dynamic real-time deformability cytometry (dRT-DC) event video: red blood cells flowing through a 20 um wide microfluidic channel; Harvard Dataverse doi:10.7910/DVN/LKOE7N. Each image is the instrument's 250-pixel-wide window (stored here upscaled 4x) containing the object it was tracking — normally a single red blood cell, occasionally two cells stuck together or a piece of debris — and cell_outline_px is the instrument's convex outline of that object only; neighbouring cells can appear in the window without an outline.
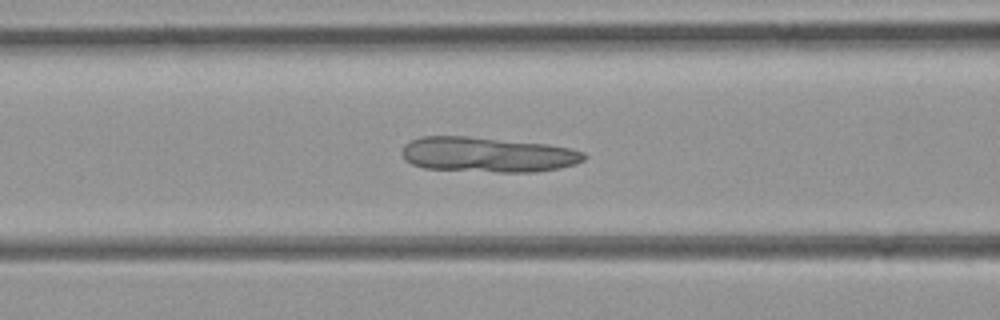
{"species": "common noctule bat (a hibernating species)", "species_latin": "Nyctalus noctula", "temperature_condition": "room temperature", "stored_images_in_passage": 31, "camera_frame_rate_fps": 3000, "um_per_image_px": 0.085, "animal": {"sex": "female", "body_mass_g": 21.9}, "frame": {"image": 1, "passage_image": 5, "time_ms": 1.333, "image_size_px": [1000, 320], "cell_outline_px": [[588, 156], [584, 160], [576, 164], [560, 168], [536, 172], [496, 172], [424, 168], [412, 164], [404, 160], [400, 152], [404, 144], [420, 136], [468, 136], [548, 144], [568, 148], [584, 152]], "centroid_in_image_um": [41.43, 13.14], "position_along_channel_um": 125.2, "area_um2": 37.57}}
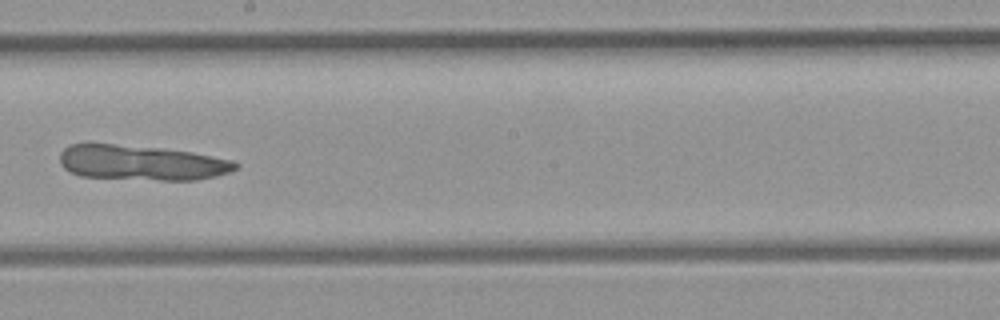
{"frame": {"image": 2, "passage_image": 13, "time_ms": 4.0, "image_size_px": [1000, 320], "cell_outline_px": [[240, 168], [216, 176], [196, 180], [160, 180], [80, 176], [64, 168], [60, 164], [60, 152], [64, 148], [72, 144], [88, 140], [192, 152], [232, 160], [240, 164]], "centroid_in_image_um": [11.97, 13.8], "position_along_channel_um": 236.2, "area_um2": 36.59}}
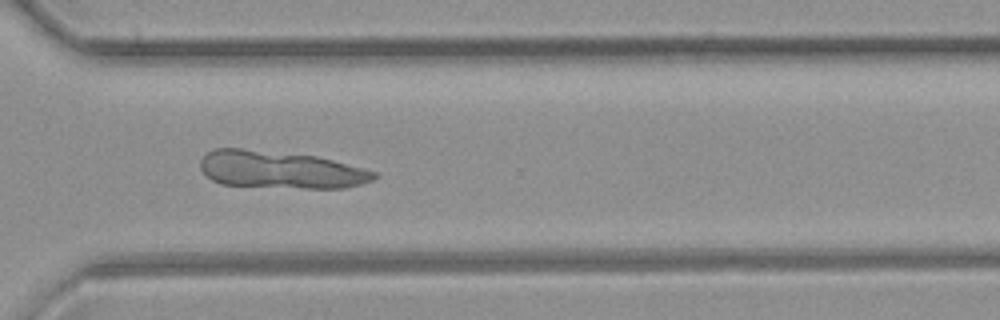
{"frame": {"image": 3, "passage_image": 21, "time_ms": 6.667, "image_size_px": [1000, 320], "cell_outline_px": [[376, 176], [372, 180], [360, 184], [344, 188], [304, 188], [220, 184], [212, 180], [200, 168], [200, 160], [212, 148], [244, 148], [316, 156], [332, 160], [376, 172]], "centroid_in_image_um": [23.79, 14.42], "position_along_channel_um": 346.8, "area_um2": 37.57}}